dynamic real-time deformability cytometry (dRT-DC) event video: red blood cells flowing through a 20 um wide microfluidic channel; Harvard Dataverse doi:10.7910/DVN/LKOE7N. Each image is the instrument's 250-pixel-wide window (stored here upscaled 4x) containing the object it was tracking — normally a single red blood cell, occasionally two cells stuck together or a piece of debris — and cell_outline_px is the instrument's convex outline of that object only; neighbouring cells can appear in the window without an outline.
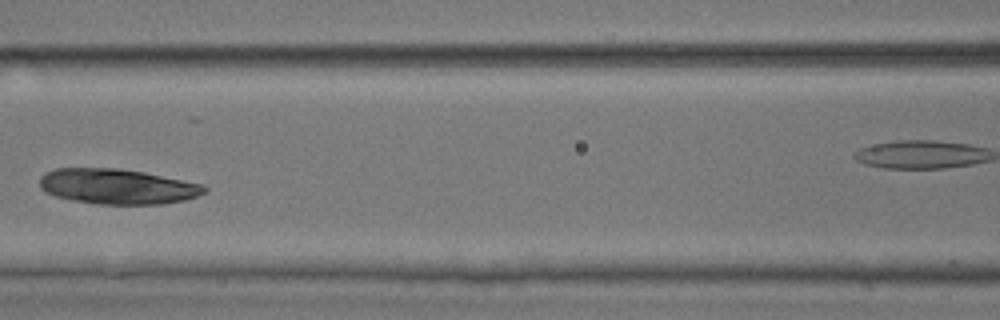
{"species": "common noctule bat (a hibernating species)", "species_latin": "Nyctalus noctula", "temperature_condition": "room temperature", "stored_images_in_passage": 6, "segment_of_instrument_passage": [1, 2], "camera_frame_rate_fps": 3000, "um_per_image_px": 0.085, "animal": {"sex": "male", "body_mass_g": 17.9, "forearm_length_mm": 54.2}, "frame": {"image": 1, "passage_image": 5, "time_ms": 1.333, "image_size_px": [1000, 320], "cell_outline_px": [[208, 188], [204, 192], [196, 196], [184, 200], [164, 204], [100, 204], [72, 200], [56, 196], [44, 192], [40, 188], [40, 176], [44, 172], [56, 168], [116, 168], [144, 172], [204, 184]], "centroid_in_image_um": [9.96, 15.84], "position_along_channel_um": 156.6, "area_um2": 33.93}}